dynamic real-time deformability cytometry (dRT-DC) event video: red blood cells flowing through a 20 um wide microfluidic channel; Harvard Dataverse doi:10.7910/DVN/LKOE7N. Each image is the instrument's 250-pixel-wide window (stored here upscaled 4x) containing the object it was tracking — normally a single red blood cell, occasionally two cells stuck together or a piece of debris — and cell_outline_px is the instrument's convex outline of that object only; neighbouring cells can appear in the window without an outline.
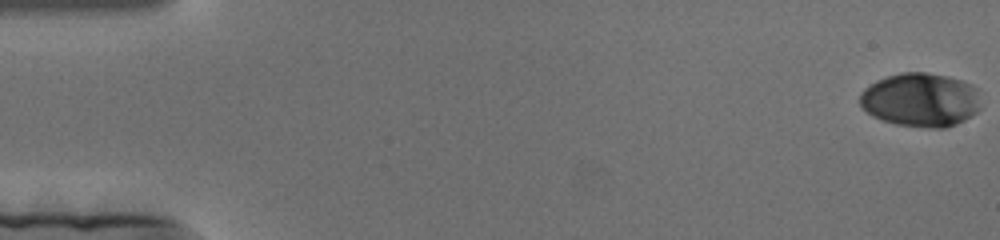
{"species": "human", "species_latin": "Homo sapiens", "temperature_condition": "cold", "stored_images_in_passage": 161, "camera_frame_rate_fps": 3000, "um_per_image_px": 0.085, "donor": {"sex": "female"}, "frame": {"image": 1, "passage_image": 1, "time_ms": 0.0, "image_size_px": [1000, 240], "cell_outline_px": [[980, 108], [976, 112], [964, 120], [956, 124], [944, 128], [924, 128], [896, 124], [880, 120], [872, 116], [860, 104], [860, 92], [864, 88], [876, 80], [900, 72], [928, 72], [948, 76], [972, 84], [976, 88]], "centroid_in_image_um": [78.23, 8.49], "position_along_channel_um": 6.8, "area_um2": 38.15}}
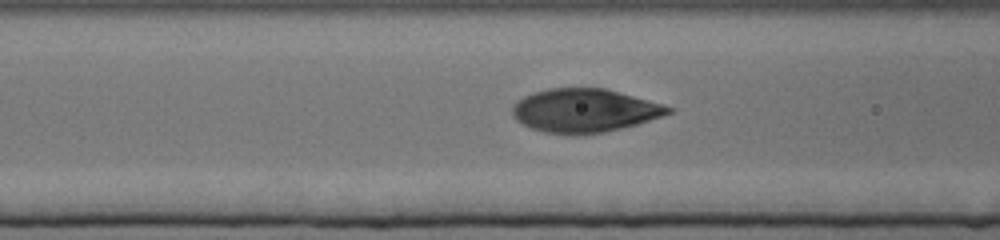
{"frame": {"image": 2, "passage_image": 70, "time_ms": 23.0, "image_size_px": [1000, 240], "cell_outline_px": [[672, 112], [636, 124], [604, 132], [544, 132], [532, 128], [516, 120], [512, 112], [512, 108], [516, 100], [532, 92], [548, 88], [604, 88], [660, 104], [672, 108]], "centroid_in_image_um": [49.61, 9.36], "position_along_channel_um": 117.0, "area_um2": 38.32}}
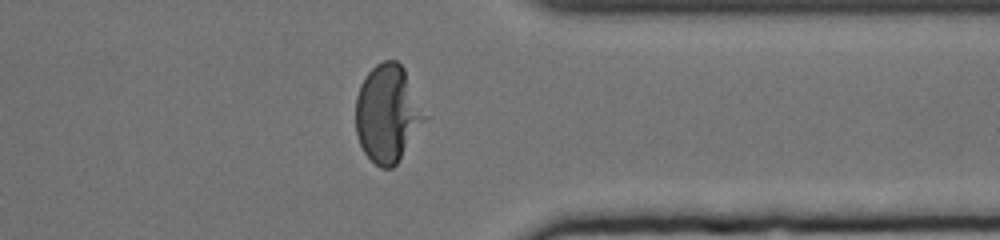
{"frame": {"image": 3, "passage_image": 138, "time_ms": 45.667, "image_size_px": [1000, 240], "cell_outline_px": [[428, 116], [396, 164], [392, 168], [380, 168], [364, 152], [360, 144], [356, 132], [356, 96], [360, 84], [368, 72], [376, 64], [384, 60], [396, 60], [404, 68]], "centroid_in_image_um": [32.94, 9.63], "position_along_channel_um": 378.5, "area_um2": 39.02}}